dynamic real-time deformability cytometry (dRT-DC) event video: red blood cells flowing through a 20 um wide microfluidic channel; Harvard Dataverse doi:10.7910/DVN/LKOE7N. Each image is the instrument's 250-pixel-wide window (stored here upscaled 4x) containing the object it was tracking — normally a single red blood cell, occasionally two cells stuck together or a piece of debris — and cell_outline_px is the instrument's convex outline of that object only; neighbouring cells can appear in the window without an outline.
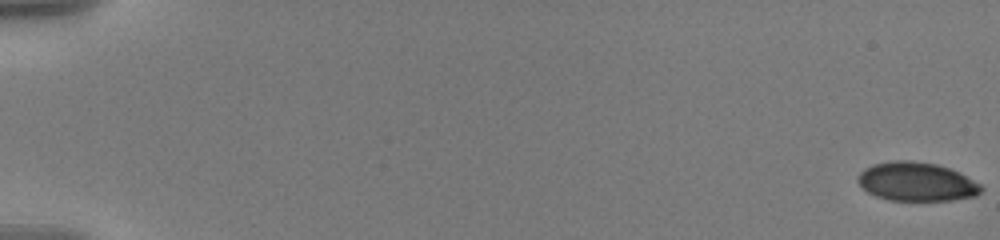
{"species": "human", "species_latin": "Homo sapiens", "temperature_condition": "warm", "stored_images_in_passage": 54, "camera_frame_rate_fps": 3000, "um_per_image_px": 0.085, "donor": {"sex": "male"}, "frame": {"image": 1, "passage_image": 1, "time_ms": 0.0, "image_size_px": [1000, 240], "cell_outline_px": [[984, 188], [976, 196], [952, 200], [888, 200], [876, 196], [868, 192], [856, 180], [856, 176], [864, 168], [872, 164], [896, 160], [908, 160], [936, 164], [948, 168], [980, 184]], "centroid_in_image_um": [77.86, 15.45], "position_along_channel_um": 7.1, "area_um2": 27.69}}
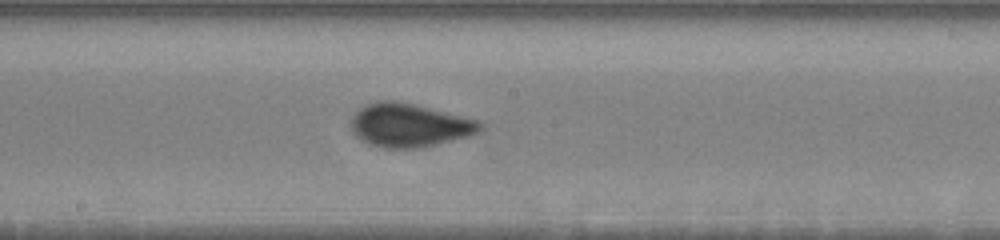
{"frame": {"image": 2, "passage_image": 31, "time_ms": 11.0, "image_size_px": [1000, 240], "cell_outline_px": [[484, 124], [476, 132], [468, 136], [432, 144], [412, 148], [384, 148], [368, 144], [356, 136], [352, 132], [352, 116], [360, 108], [376, 100], [396, 100], [480, 120]], "centroid_in_image_um": [34.75, 10.63], "position_along_channel_um": 213.4, "area_um2": 32.25}}
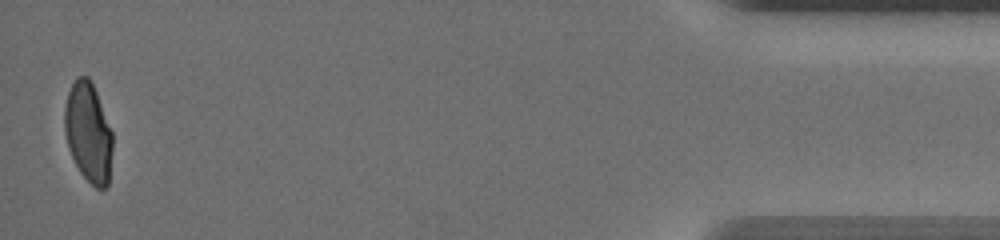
{"frame": {"image": 3, "passage_image": 54, "time_ms": 19.0, "image_size_px": [1000, 240], "cell_outline_px": [[112, 152], [108, 184], [104, 188], [96, 188], [80, 172], [68, 148], [64, 132], [64, 108], [68, 92], [76, 76], [88, 76], [96, 92], [112, 132]], "centroid_in_image_um": [7.49, 11.25], "position_along_channel_um": 427.7, "area_um2": 27.69}, "authors_computed_cell_mechanics": {"area_um2": 30.4028, "velocity_mm_per_s": 3.5941, "shape_relaxation_time_tau1_ms": 8.5388, "shape_relaxation_time_tau2_ms": null, "deformation_change_tau1": 0.1999, "deformation_change_tau2": null}}